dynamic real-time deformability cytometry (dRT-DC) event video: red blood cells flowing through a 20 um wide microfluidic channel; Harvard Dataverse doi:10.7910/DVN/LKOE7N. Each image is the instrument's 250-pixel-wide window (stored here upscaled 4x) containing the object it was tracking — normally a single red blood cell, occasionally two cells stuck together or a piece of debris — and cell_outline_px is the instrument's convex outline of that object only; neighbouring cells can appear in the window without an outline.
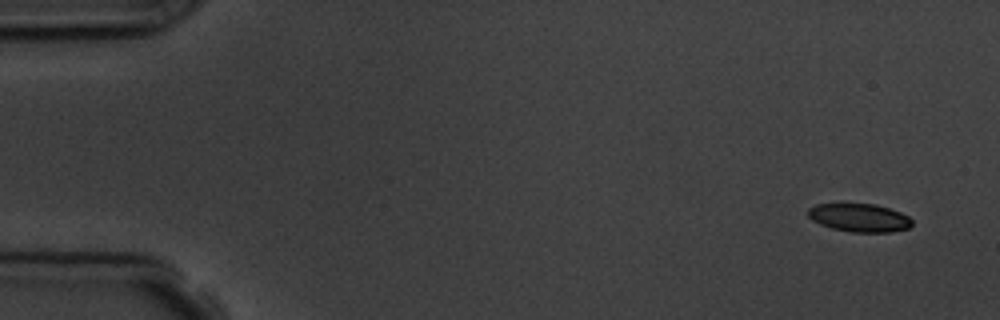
{"species": "common noctule bat (a hibernating species)", "species_latin": "Nyctalus noctula", "temperature_condition": "room temperature", "stored_images_in_passage": 6, "camera_frame_rate_fps": 3000, "um_per_image_px": 0.085, "animal": {"sex": "male", "body_mass_g": 19.5, "forearm_length_mm": 54.6}, "frame": {"image": 1, "passage_image": 1, "time_ms": 0.0, "image_size_px": [1000, 320], "cell_outline_px": [[912, 224], [908, 228], [892, 232], [852, 232], [832, 228], [820, 224], [812, 220], [808, 216], [808, 208], [816, 204], [876, 204], [900, 212], [908, 216], [912, 220]], "centroid_in_image_um": [73.05, 18.51], "position_along_channel_um": 12.0, "area_um2": 17.05}}
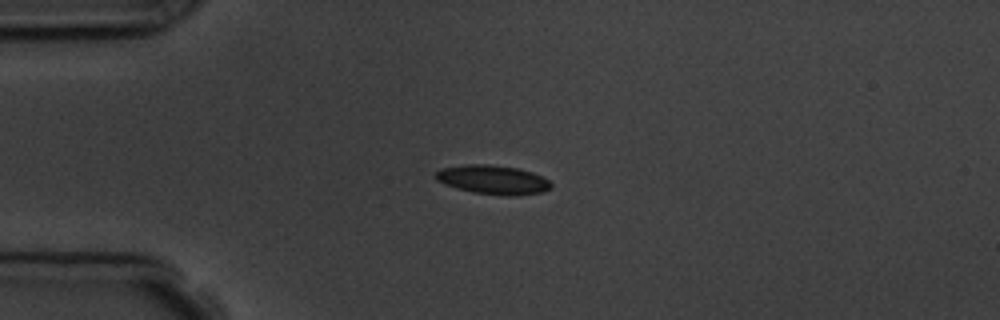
{"frame": {"image": 2, "passage_image": 4, "time_ms": 3.667, "image_size_px": [1000, 320], "cell_outline_px": [[552, 188], [540, 192], [512, 196], [508, 196], [472, 192], [456, 188], [444, 184], [436, 180], [436, 172], [440, 168], [468, 164], [488, 164], [516, 168], [532, 172], [548, 180], [552, 184]], "centroid_in_image_um": [41.88, 15.28], "position_along_channel_um": 43.1, "area_um2": 19.42}}